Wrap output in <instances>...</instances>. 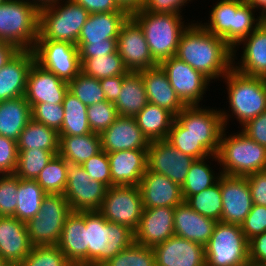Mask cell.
<instances>
[{
  "instance_id": "1",
  "label": "cell",
  "mask_w": 266,
  "mask_h": 266,
  "mask_svg": "<svg viewBox=\"0 0 266 266\" xmlns=\"http://www.w3.org/2000/svg\"><path fill=\"white\" fill-rule=\"evenodd\" d=\"M210 81L223 78L233 68V49L201 23H192L181 35L175 55Z\"/></svg>"
},
{
  "instance_id": "2",
  "label": "cell",
  "mask_w": 266,
  "mask_h": 266,
  "mask_svg": "<svg viewBox=\"0 0 266 266\" xmlns=\"http://www.w3.org/2000/svg\"><path fill=\"white\" fill-rule=\"evenodd\" d=\"M254 12L245 0H220L211 9L210 21L201 24L233 49L263 22V17L255 18Z\"/></svg>"
},
{
  "instance_id": "3",
  "label": "cell",
  "mask_w": 266,
  "mask_h": 266,
  "mask_svg": "<svg viewBox=\"0 0 266 266\" xmlns=\"http://www.w3.org/2000/svg\"><path fill=\"white\" fill-rule=\"evenodd\" d=\"M87 266H102L134 242V232L106 220L99 211L86 212Z\"/></svg>"
},
{
  "instance_id": "4",
  "label": "cell",
  "mask_w": 266,
  "mask_h": 266,
  "mask_svg": "<svg viewBox=\"0 0 266 266\" xmlns=\"http://www.w3.org/2000/svg\"><path fill=\"white\" fill-rule=\"evenodd\" d=\"M141 27L153 59L159 64L176 55L185 25L181 14L152 13L141 9L130 15Z\"/></svg>"
},
{
  "instance_id": "5",
  "label": "cell",
  "mask_w": 266,
  "mask_h": 266,
  "mask_svg": "<svg viewBox=\"0 0 266 266\" xmlns=\"http://www.w3.org/2000/svg\"><path fill=\"white\" fill-rule=\"evenodd\" d=\"M222 132L217 155L212 159L222 167L225 175L248 176L266 170V147L250 139L242 131L226 136Z\"/></svg>"
},
{
  "instance_id": "6",
  "label": "cell",
  "mask_w": 266,
  "mask_h": 266,
  "mask_svg": "<svg viewBox=\"0 0 266 266\" xmlns=\"http://www.w3.org/2000/svg\"><path fill=\"white\" fill-rule=\"evenodd\" d=\"M39 10L29 0L0 4V40L20 50H33L38 38Z\"/></svg>"
},
{
  "instance_id": "7",
  "label": "cell",
  "mask_w": 266,
  "mask_h": 266,
  "mask_svg": "<svg viewBox=\"0 0 266 266\" xmlns=\"http://www.w3.org/2000/svg\"><path fill=\"white\" fill-rule=\"evenodd\" d=\"M64 1L62 4L59 1L39 9L37 40L62 41L77 45L81 28L90 13L73 0Z\"/></svg>"
},
{
  "instance_id": "8",
  "label": "cell",
  "mask_w": 266,
  "mask_h": 266,
  "mask_svg": "<svg viewBox=\"0 0 266 266\" xmlns=\"http://www.w3.org/2000/svg\"><path fill=\"white\" fill-rule=\"evenodd\" d=\"M229 111L243 126L266 110L265 78L242 74L232 68L224 77Z\"/></svg>"
},
{
  "instance_id": "9",
  "label": "cell",
  "mask_w": 266,
  "mask_h": 266,
  "mask_svg": "<svg viewBox=\"0 0 266 266\" xmlns=\"http://www.w3.org/2000/svg\"><path fill=\"white\" fill-rule=\"evenodd\" d=\"M248 245L241 225L218 221L205 245L206 266H245Z\"/></svg>"
},
{
  "instance_id": "10",
  "label": "cell",
  "mask_w": 266,
  "mask_h": 266,
  "mask_svg": "<svg viewBox=\"0 0 266 266\" xmlns=\"http://www.w3.org/2000/svg\"><path fill=\"white\" fill-rule=\"evenodd\" d=\"M71 212L69 202L63 194H46L36 217L26 223L31 244L57 245L65 220Z\"/></svg>"
},
{
  "instance_id": "11",
  "label": "cell",
  "mask_w": 266,
  "mask_h": 266,
  "mask_svg": "<svg viewBox=\"0 0 266 266\" xmlns=\"http://www.w3.org/2000/svg\"><path fill=\"white\" fill-rule=\"evenodd\" d=\"M229 114L200 105L186 106L175 118L195 137L212 155H217L223 130L229 122Z\"/></svg>"
},
{
  "instance_id": "12",
  "label": "cell",
  "mask_w": 266,
  "mask_h": 266,
  "mask_svg": "<svg viewBox=\"0 0 266 266\" xmlns=\"http://www.w3.org/2000/svg\"><path fill=\"white\" fill-rule=\"evenodd\" d=\"M143 209L138 186H111L107 188L99 212L109 222L124 225L135 232Z\"/></svg>"
},
{
  "instance_id": "13",
  "label": "cell",
  "mask_w": 266,
  "mask_h": 266,
  "mask_svg": "<svg viewBox=\"0 0 266 266\" xmlns=\"http://www.w3.org/2000/svg\"><path fill=\"white\" fill-rule=\"evenodd\" d=\"M107 188L102 182L91 180L82 165L68 162L67 185L63 195L72 211H99Z\"/></svg>"
},
{
  "instance_id": "14",
  "label": "cell",
  "mask_w": 266,
  "mask_h": 266,
  "mask_svg": "<svg viewBox=\"0 0 266 266\" xmlns=\"http://www.w3.org/2000/svg\"><path fill=\"white\" fill-rule=\"evenodd\" d=\"M33 52L36 63L66 82L81 71L78 47L71 43L37 40Z\"/></svg>"
},
{
  "instance_id": "15",
  "label": "cell",
  "mask_w": 266,
  "mask_h": 266,
  "mask_svg": "<svg viewBox=\"0 0 266 266\" xmlns=\"http://www.w3.org/2000/svg\"><path fill=\"white\" fill-rule=\"evenodd\" d=\"M158 65L164 70L172 88L186 106L199 105L211 82L206 76L176 56L167 58Z\"/></svg>"
},
{
  "instance_id": "16",
  "label": "cell",
  "mask_w": 266,
  "mask_h": 266,
  "mask_svg": "<svg viewBox=\"0 0 266 266\" xmlns=\"http://www.w3.org/2000/svg\"><path fill=\"white\" fill-rule=\"evenodd\" d=\"M117 52L128 71L138 72L158 66L151 56L140 25L129 16L117 38Z\"/></svg>"
},
{
  "instance_id": "17",
  "label": "cell",
  "mask_w": 266,
  "mask_h": 266,
  "mask_svg": "<svg viewBox=\"0 0 266 266\" xmlns=\"http://www.w3.org/2000/svg\"><path fill=\"white\" fill-rule=\"evenodd\" d=\"M147 169L162 174L180 187L186 181L194 158L185 155L166 139L151 141L147 148Z\"/></svg>"
},
{
  "instance_id": "18",
  "label": "cell",
  "mask_w": 266,
  "mask_h": 266,
  "mask_svg": "<svg viewBox=\"0 0 266 266\" xmlns=\"http://www.w3.org/2000/svg\"><path fill=\"white\" fill-rule=\"evenodd\" d=\"M221 198V221L241 225L253 206L246 177L221 173Z\"/></svg>"
},
{
  "instance_id": "19",
  "label": "cell",
  "mask_w": 266,
  "mask_h": 266,
  "mask_svg": "<svg viewBox=\"0 0 266 266\" xmlns=\"http://www.w3.org/2000/svg\"><path fill=\"white\" fill-rule=\"evenodd\" d=\"M68 82L34 62L28 72L25 99L31 108L35 104H62Z\"/></svg>"
},
{
  "instance_id": "20",
  "label": "cell",
  "mask_w": 266,
  "mask_h": 266,
  "mask_svg": "<svg viewBox=\"0 0 266 266\" xmlns=\"http://www.w3.org/2000/svg\"><path fill=\"white\" fill-rule=\"evenodd\" d=\"M153 250L156 266H206L205 246L176 235Z\"/></svg>"
},
{
  "instance_id": "21",
  "label": "cell",
  "mask_w": 266,
  "mask_h": 266,
  "mask_svg": "<svg viewBox=\"0 0 266 266\" xmlns=\"http://www.w3.org/2000/svg\"><path fill=\"white\" fill-rule=\"evenodd\" d=\"M102 150L106 153L122 150H147L148 138L138 127L134 117L118 116L101 134Z\"/></svg>"
},
{
  "instance_id": "22",
  "label": "cell",
  "mask_w": 266,
  "mask_h": 266,
  "mask_svg": "<svg viewBox=\"0 0 266 266\" xmlns=\"http://www.w3.org/2000/svg\"><path fill=\"white\" fill-rule=\"evenodd\" d=\"M174 207L144 208L140 223L134 232V242L154 247L174 233Z\"/></svg>"
},
{
  "instance_id": "23",
  "label": "cell",
  "mask_w": 266,
  "mask_h": 266,
  "mask_svg": "<svg viewBox=\"0 0 266 266\" xmlns=\"http://www.w3.org/2000/svg\"><path fill=\"white\" fill-rule=\"evenodd\" d=\"M25 222L13 216H0V257L9 265H19L31 252Z\"/></svg>"
},
{
  "instance_id": "24",
  "label": "cell",
  "mask_w": 266,
  "mask_h": 266,
  "mask_svg": "<svg viewBox=\"0 0 266 266\" xmlns=\"http://www.w3.org/2000/svg\"><path fill=\"white\" fill-rule=\"evenodd\" d=\"M57 246L73 266H87L86 212L68 215Z\"/></svg>"
},
{
  "instance_id": "25",
  "label": "cell",
  "mask_w": 266,
  "mask_h": 266,
  "mask_svg": "<svg viewBox=\"0 0 266 266\" xmlns=\"http://www.w3.org/2000/svg\"><path fill=\"white\" fill-rule=\"evenodd\" d=\"M138 187L143 208L175 207L184 201L181 187L178 184L148 169L142 176Z\"/></svg>"
},
{
  "instance_id": "26",
  "label": "cell",
  "mask_w": 266,
  "mask_h": 266,
  "mask_svg": "<svg viewBox=\"0 0 266 266\" xmlns=\"http://www.w3.org/2000/svg\"><path fill=\"white\" fill-rule=\"evenodd\" d=\"M112 186H138L147 171V150H122L107 153Z\"/></svg>"
},
{
  "instance_id": "27",
  "label": "cell",
  "mask_w": 266,
  "mask_h": 266,
  "mask_svg": "<svg viewBox=\"0 0 266 266\" xmlns=\"http://www.w3.org/2000/svg\"><path fill=\"white\" fill-rule=\"evenodd\" d=\"M241 44H244L243 54L240 63H236V47ZM233 62L236 63V65L233 63V68L242 74L266 77V23L264 21L233 48Z\"/></svg>"
},
{
  "instance_id": "28",
  "label": "cell",
  "mask_w": 266,
  "mask_h": 266,
  "mask_svg": "<svg viewBox=\"0 0 266 266\" xmlns=\"http://www.w3.org/2000/svg\"><path fill=\"white\" fill-rule=\"evenodd\" d=\"M34 62L33 50H20L0 69V102L25 95L28 72Z\"/></svg>"
},
{
  "instance_id": "29",
  "label": "cell",
  "mask_w": 266,
  "mask_h": 266,
  "mask_svg": "<svg viewBox=\"0 0 266 266\" xmlns=\"http://www.w3.org/2000/svg\"><path fill=\"white\" fill-rule=\"evenodd\" d=\"M138 72L142 75L149 103L168 110L174 116L186 107L177 96L166 73L159 65Z\"/></svg>"
},
{
  "instance_id": "30",
  "label": "cell",
  "mask_w": 266,
  "mask_h": 266,
  "mask_svg": "<svg viewBox=\"0 0 266 266\" xmlns=\"http://www.w3.org/2000/svg\"><path fill=\"white\" fill-rule=\"evenodd\" d=\"M174 233L176 236L205 246L211 235L215 220L195 212L185 201L174 207Z\"/></svg>"
},
{
  "instance_id": "31",
  "label": "cell",
  "mask_w": 266,
  "mask_h": 266,
  "mask_svg": "<svg viewBox=\"0 0 266 266\" xmlns=\"http://www.w3.org/2000/svg\"><path fill=\"white\" fill-rule=\"evenodd\" d=\"M130 15L126 11L90 14L81 28L77 43L104 42L117 39L123 23Z\"/></svg>"
},
{
  "instance_id": "32",
  "label": "cell",
  "mask_w": 266,
  "mask_h": 266,
  "mask_svg": "<svg viewBox=\"0 0 266 266\" xmlns=\"http://www.w3.org/2000/svg\"><path fill=\"white\" fill-rule=\"evenodd\" d=\"M31 119V106L24 96L0 102L1 136L17 141Z\"/></svg>"
},
{
  "instance_id": "33",
  "label": "cell",
  "mask_w": 266,
  "mask_h": 266,
  "mask_svg": "<svg viewBox=\"0 0 266 266\" xmlns=\"http://www.w3.org/2000/svg\"><path fill=\"white\" fill-rule=\"evenodd\" d=\"M148 103L142 75L130 71L123 80L121 92L114 102L119 116L135 117Z\"/></svg>"
},
{
  "instance_id": "34",
  "label": "cell",
  "mask_w": 266,
  "mask_h": 266,
  "mask_svg": "<svg viewBox=\"0 0 266 266\" xmlns=\"http://www.w3.org/2000/svg\"><path fill=\"white\" fill-rule=\"evenodd\" d=\"M134 118L142 133L151 142L167 139L175 116L168 110L148 102Z\"/></svg>"
},
{
  "instance_id": "35",
  "label": "cell",
  "mask_w": 266,
  "mask_h": 266,
  "mask_svg": "<svg viewBox=\"0 0 266 266\" xmlns=\"http://www.w3.org/2000/svg\"><path fill=\"white\" fill-rule=\"evenodd\" d=\"M59 155L67 162L82 165L102 150L101 136L89 133L82 136H59Z\"/></svg>"
},
{
  "instance_id": "36",
  "label": "cell",
  "mask_w": 266,
  "mask_h": 266,
  "mask_svg": "<svg viewBox=\"0 0 266 266\" xmlns=\"http://www.w3.org/2000/svg\"><path fill=\"white\" fill-rule=\"evenodd\" d=\"M59 133L33 119L22 130L17 140L18 150L43 149L59 152Z\"/></svg>"
},
{
  "instance_id": "37",
  "label": "cell",
  "mask_w": 266,
  "mask_h": 266,
  "mask_svg": "<svg viewBox=\"0 0 266 266\" xmlns=\"http://www.w3.org/2000/svg\"><path fill=\"white\" fill-rule=\"evenodd\" d=\"M64 119L59 136H82L92 133L88 118L87 108L69 90L63 99Z\"/></svg>"
},
{
  "instance_id": "38",
  "label": "cell",
  "mask_w": 266,
  "mask_h": 266,
  "mask_svg": "<svg viewBox=\"0 0 266 266\" xmlns=\"http://www.w3.org/2000/svg\"><path fill=\"white\" fill-rule=\"evenodd\" d=\"M46 194L47 193L36 180L22 179L18 177V198L13 217L25 223L36 217Z\"/></svg>"
},
{
  "instance_id": "39",
  "label": "cell",
  "mask_w": 266,
  "mask_h": 266,
  "mask_svg": "<svg viewBox=\"0 0 266 266\" xmlns=\"http://www.w3.org/2000/svg\"><path fill=\"white\" fill-rule=\"evenodd\" d=\"M211 157H213V155L203 159H196L191 164L186 181L181 186L183 200L212 187L218 182L221 172L216 173L218 175H214L213 169L206 163V160L211 159Z\"/></svg>"
},
{
  "instance_id": "40",
  "label": "cell",
  "mask_w": 266,
  "mask_h": 266,
  "mask_svg": "<svg viewBox=\"0 0 266 266\" xmlns=\"http://www.w3.org/2000/svg\"><path fill=\"white\" fill-rule=\"evenodd\" d=\"M81 72L98 80L103 78L127 75L130 71L125 67L118 52L87 58L81 64Z\"/></svg>"
},
{
  "instance_id": "41",
  "label": "cell",
  "mask_w": 266,
  "mask_h": 266,
  "mask_svg": "<svg viewBox=\"0 0 266 266\" xmlns=\"http://www.w3.org/2000/svg\"><path fill=\"white\" fill-rule=\"evenodd\" d=\"M221 176L216 184L200 193L187 197L184 201L199 214L211 218L216 222L221 221Z\"/></svg>"
},
{
  "instance_id": "42",
  "label": "cell",
  "mask_w": 266,
  "mask_h": 266,
  "mask_svg": "<svg viewBox=\"0 0 266 266\" xmlns=\"http://www.w3.org/2000/svg\"><path fill=\"white\" fill-rule=\"evenodd\" d=\"M68 162L59 154L44 167L38 177L37 183L47 194H63L67 185Z\"/></svg>"
},
{
  "instance_id": "43",
  "label": "cell",
  "mask_w": 266,
  "mask_h": 266,
  "mask_svg": "<svg viewBox=\"0 0 266 266\" xmlns=\"http://www.w3.org/2000/svg\"><path fill=\"white\" fill-rule=\"evenodd\" d=\"M58 153L43 149L18 150V163L14 174L22 179L36 180L41 170Z\"/></svg>"
},
{
  "instance_id": "44",
  "label": "cell",
  "mask_w": 266,
  "mask_h": 266,
  "mask_svg": "<svg viewBox=\"0 0 266 266\" xmlns=\"http://www.w3.org/2000/svg\"><path fill=\"white\" fill-rule=\"evenodd\" d=\"M176 149L196 159H203L212 154L175 118L166 139Z\"/></svg>"
},
{
  "instance_id": "45",
  "label": "cell",
  "mask_w": 266,
  "mask_h": 266,
  "mask_svg": "<svg viewBox=\"0 0 266 266\" xmlns=\"http://www.w3.org/2000/svg\"><path fill=\"white\" fill-rule=\"evenodd\" d=\"M68 90L86 106L106 100L100 81L81 71L68 82Z\"/></svg>"
},
{
  "instance_id": "46",
  "label": "cell",
  "mask_w": 266,
  "mask_h": 266,
  "mask_svg": "<svg viewBox=\"0 0 266 266\" xmlns=\"http://www.w3.org/2000/svg\"><path fill=\"white\" fill-rule=\"evenodd\" d=\"M102 266H156L153 247L133 242Z\"/></svg>"
},
{
  "instance_id": "47",
  "label": "cell",
  "mask_w": 266,
  "mask_h": 266,
  "mask_svg": "<svg viewBox=\"0 0 266 266\" xmlns=\"http://www.w3.org/2000/svg\"><path fill=\"white\" fill-rule=\"evenodd\" d=\"M19 266H73L55 246H33Z\"/></svg>"
},
{
  "instance_id": "48",
  "label": "cell",
  "mask_w": 266,
  "mask_h": 266,
  "mask_svg": "<svg viewBox=\"0 0 266 266\" xmlns=\"http://www.w3.org/2000/svg\"><path fill=\"white\" fill-rule=\"evenodd\" d=\"M118 116L114 103L107 100L92 104L87 108L88 122L94 133L101 134Z\"/></svg>"
},
{
  "instance_id": "49",
  "label": "cell",
  "mask_w": 266,
  "mask_h": 266,
  "mask_svg": "<svg viewBox=\"0 0 266 266\" xmlns=\"http://www.w3.org/2000/svg\"><path fill=\"white\" fill-rule=\"evenodd\" d=\"M18 177L0 174V216H14L17 205Z\"/></svg>"
},
{
  "instance_id": "50",
  "label": "cell",
  "mask_w": 266,
  "mask_h": 266,
  "mask_svg": "<svg viewBox=\"0 0 266 266\" xmlns=\"http://www.w3.org/2000/svg\"><path fill=\"white\" fill-rule=\"evenodd\" d=\"M32 119L49 128L60 131L64 119L62 104L40 103L31 108Z\"/></svg>"
},
{
  "instance_id": "51",
  "label": "cell",
  "mask_w": 266,
  "mask_h": 266,
  "mask_svg": "<svg viewBox=\"0 0 266 266\" xmlns=\"http://www.w3.org/2000/svg\"><path fill=\"white\" fill-rule=\"evenodd\" d=\"M82 168L88 173L91 180L100 181L108 188L112 186L110 164L105 151L101 150L98 154L92 156L82 164Z\"/></svg>"
},
{
  "instance_id": "52",
  "label": "cell",
  "mask_w": 266,
  "mask_h": 266,
  "mask_svg": "<svg viewBox=\"0 0 266 266\" xmlns=\"http://www.w3.org/2000/svg\"><path fill=\"white\" fill-rule=\"evenodd\" d=\"M248 241L266 231V206L253 204L252 209L241 224Z\"/></svg>"
},
{
  "instance_id": "53",
  "label": "cell",
  "mask_w": 266,
  "mask_h": 266,
  "mask_svg": "<svg viewBox=\"0 0 266 266\" xmlns=\"http://www.w3.org/2000/svg\"><path fill=\"white\" fill-rule=\"evenodd\" d=\"M17 163V141L0 135V174H14Z\"/></svg>"
},
{
  "instance_id": "54",
  "label": "cell",
  "mask_w": 266,
  "mask_h": 266,
  "mask_svg": "<svg viewBox=\"0 0 266 266\" xmlns=\"http://www.w3.org/2000/svg\"><path fill=\"white\" fill-rule=\"evenodd\" d=\"M80 63L94 56L108 55L117 51V39H105L104 42L77 43Z\"/></svg>"
},
{
  "instance_id": "55",
  "label": "cell",
  "mask_w": 266,
  "mask_h": 266,
  "mask_svg": "<svg viewBox=\"0 0 266 266\" xmlns=\"http://www.w3.org/2000/svg\"><path fill=\"white\" fill-rule=\"evenodd\" d=\"M245 177L248 181L253 204L266 206V170Z\"/></svg>"
},
{
  "instance_id": "56",
  "label": "cell",
  "mask_w": 266,
  "mask_h": 266,
  "mask_svg": "<svg viewBox=\"0 0 266 266\" xmlns=\"http://www.w3.org/2000/svg\"><path fill=\"white\" fill-rule=\"evenodd\" d=\"M241 131L256 143L266 147V110L249 120Z\"/></svg>"
},
{
  "instance_id": "57",
  "label": "cell",
  "mask_w": 266,
  "mask_h": 266,
  "mask_svg": "<svg viewBox=\"0 0 266 266\" xmlns=\"http://www.w3.org/2000/svg\"><path fill=\"white\" fill-rule=\"evenodd\" d=\"M188 1L191 0H145L142 9L152 13L180 14Z\"/></svg>"
},
{
  "instance_id": "58",
  "label": "cell",
  "mask_w": 266,
  "mask_h": 266,
  "mask_svg": "<svg viewBox=\"0 0 266 266\" xmlns=\"http://www.w3.org/2000/svg\"><path fill=\"white\" fill-rule=\"evenodd\" d=\"M83 6L90 14L101 12L124 11L117 4L116 0H73Z\"/></svg>"
},
{
  "instance_id": "59",
  "label": "cell",
  "mask_w": 266,
  "mask_h": 266,
  "mask_svg": "<svg viewBox=\"0 0 266 266\" xmlns=\"http://www.w3.org/2000/svg\"><path fill=\"white\" fill-rule=\"evenodd\" d=\"M249 261L266 263V231L249 240Z\"/></svg>"
},
{
  "instance_id": "60",
  "label": "cell",
  "mask_w": 266,
  "mask_h": 266,
  "mask_svg": "<svg viewBox=\"0 0 266 266\" xmlns=\"http://www.w3.org/2000/svg\"><path fill=\"white\" fill-rule=\"evenodd\" d=\"M125 76H112L99 80L107 101L114 103L117 100Z\"/></svg>"
},
{
  "instance_id": "61",
  "label": "cell",
  "mask_w": 266,
  "mask_h": 266,
  "mask_svg": "<svg viewBox=\"0 0 266 266\" xmlns=\"http://www.w3.org/2000/svg\"><path fill=\"white\" fill-rule=\"evenodd\" d=\"M14 44L0 40V69L5 66L18 52Z\"/></svg>"
},
{
  "instance_id": "62",
  "label": "cell",
  "mask_w": 266,
  "mask_h": 266,
  "mask_svg": "<svg viewBox=\"0 0 266 266\" xmlns=\"http://www.w3.org/2000/svg\"><path fill=\"white\" fill-rule=\"evenodd\" d=\"M116 2L122 10L131 15L143 8L145 0H116Z\"/></svg>"
},
{
  "instance_id": "63",
  "label": "cell",
  "mask_w": 266,
  "mask_h": 266,
  "mask_svg": "<svg viewBox=\"0 0 266 266\" xmlns=\"http://www.w3.org/2000/svg\"><path fill=\"white\" fill-rule=\"evenodd\" d=\"M59 1L63 0H30V2L39 10L47 6L56 4Z\"/></svg>"
},
{
  "instance_id": "64",
  "label": "cell",
  "mask_w": 266,
  "mask_h": 266,
  "mask_svg": "<svg viewBox=\"0 0 266 266\" xmlns=\"http://www.w3.org/2000/svg\"><path fill=\"white\" fill-rule=\"evenodd\" d=\"M251 4L255 9H261V16L264 17L266 14V0H245Z\"/></svg>"
},
{
  "instance_id": "65",
  "label": "cell",
  "mask_w": 266,
  "mask_h": 266,
  "mask_svg": "<svg viewBox=\"0 0 266 266\" xmlns=\"http://www.w3.org/2000/svg\"><path fill=\"white\" fill-rule=\"evenodd\" d=\"M245 266H266V263L248 261Z\"/></svg>"
},
{
  "instance_id": "66",
  "label": "cell",
  "mask_w": 266,
  "mask_h": 266,
  "mask_svg": "<svg viewBox=\"0 0 266 266\" xmlns=\"http://www.w3.org/2000/svg\"><path fill=\"white\" fill-rule=\"evenodd\" d=\"M0 266H9V264L0 257Z\"/></svg>"
},
{
  "instance_id": "67",
  "label": "cell",
  "mask_w": 266,
  "mask_h": 266,
  "mask_svg": "<svg viewBox=\"0 0 266 266\" xmlns=\"http://www.w3.org/2000/svg\"><path fill=\"white\" fill-rule=\"evenodd\" d=\"M263 21L266 23V14H265V16L263 17Z\"/></svg>"
}]
</instances>
